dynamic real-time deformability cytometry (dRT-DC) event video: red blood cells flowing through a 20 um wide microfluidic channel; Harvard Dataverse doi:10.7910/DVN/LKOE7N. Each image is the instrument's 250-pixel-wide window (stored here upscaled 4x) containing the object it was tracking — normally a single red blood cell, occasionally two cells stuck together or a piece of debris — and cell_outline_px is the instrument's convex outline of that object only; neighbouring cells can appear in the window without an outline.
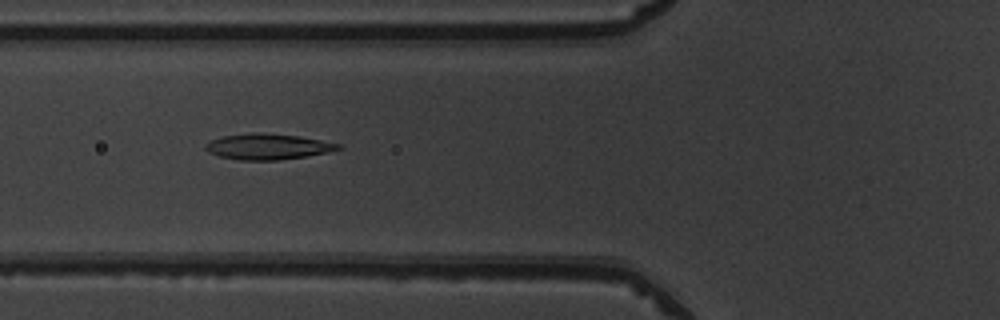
{"species": "common noctule bat (a hibernating species)", "species_latin": "Nyctalus noctula", "temperature_condition": "warm", "stored_images_in_passage": 41, "camera_frame_rate_fps": 3000, "um_per_image_px": 0.085, "animal": {"sex": "male", "body_mass_g": 19.5, "forearm_length_mm": 54.6}, "frame": {"image": 1, "passage_image": 10, "time_ms": 3.0, "image_size_px": [1000, 320], "cell_outline_px": [[344, 148], [328, 152], [304, 156], [276, 160], [240, 160], [220, 156], [208, 152], [204, 148], [204, 144], [220, 136], [252, 132], [260, 132], [300, 136], [340, 144]], "centroid_in_image_um": [22.73, 12.45], "position_along_channel_um": 103.1, "area_um2": 19.94}}
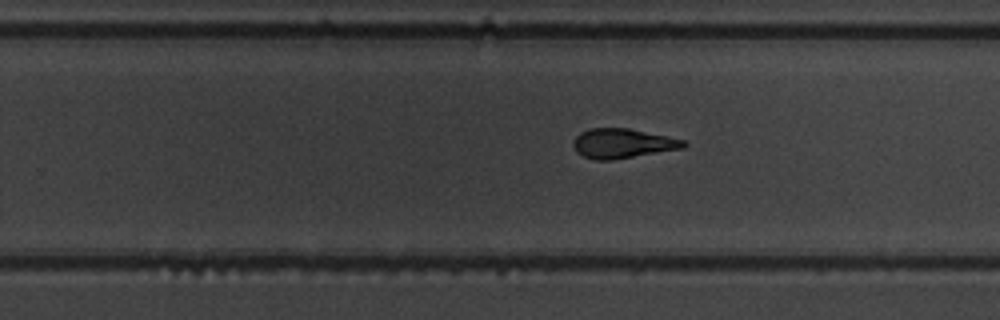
{"frame": {"image": 2, "passage_image": 23, "time_ms": 7.333, "image_size_px": [1000, 320], "cell_outline_px": [[688, 144], [684, 148], [612, 160], [596, 160], [584, 156], [576, 152], [572, 144], [576, 136], [580, 132], [588, 128], [628, 128], [668, 136], [684, 140]], "centroid_in_image_um": [52.91, 12.18], "position_along_channel_um": 276.9, "area_um2": 19.07}}
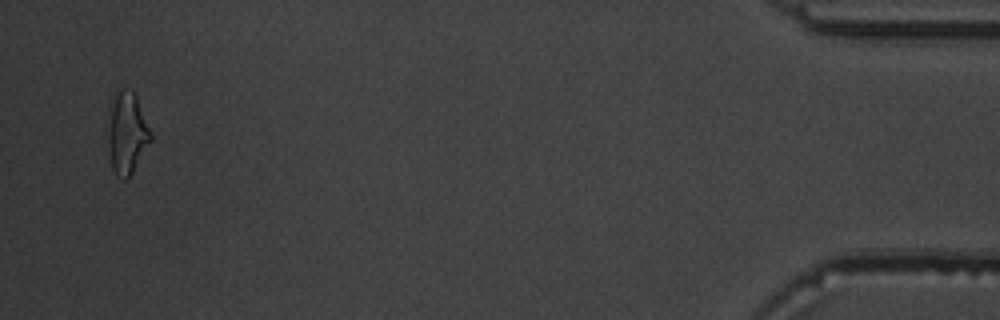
{"frame": {"image": 3, "passage_image": 40, "time_ms": 13.0, "image_size_px": [1000, 320], "cell_outline_px": [[152, 140], [132, 172], [124, 180], [116, 176], [112, 168], [108, 144], [108, 132], [112, 108], [116, 88], [128, 88], [136, 96], [152, 132]], "centroid_in_image_um": [10.82, 11.31], "position_along_channel_um": 424.4, "area_um2": 20.06}, "authors_computed_cell_mechanics": {"area_um2": 19.5364, "velocity_mm_per_s": 4.0212, "shape_relaxation_time_tau1_ms": 3.4718, "shape_relaxation_time_tau2_ms": 1.7581, "deformation_change_tau1": 0.1523, "deformation_change_tau2": 0.093}}